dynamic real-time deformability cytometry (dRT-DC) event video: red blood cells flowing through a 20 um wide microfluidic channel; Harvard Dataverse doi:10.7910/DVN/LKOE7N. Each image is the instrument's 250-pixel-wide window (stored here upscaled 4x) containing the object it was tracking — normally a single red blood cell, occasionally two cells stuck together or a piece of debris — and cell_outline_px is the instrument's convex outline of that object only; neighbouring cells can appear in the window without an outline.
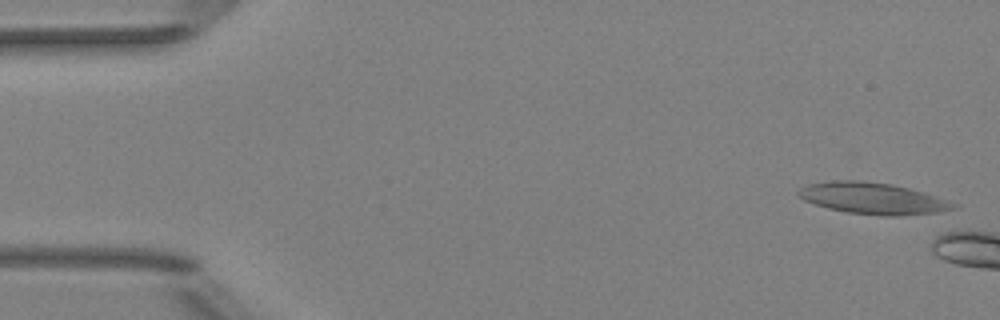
{"species": "Egyptian fruit bat (a non-hibernating species)", "species_latin": "Rousettus aegyptiacus", "temperature_condition": "room temperature", "stored_images_in_passage": 3, "camera_frame_rate_fps": 3000, "um_per_image_px": 0.085, "animal": {"sex": "female"}, "frame": {"image": 1, "passage_image": 1, "time_ms": 0.0, "image_size_px": [1000, 320], "cell_outline_px": [[960, 204], [956, 208], [940, 212], [900, 216], [884, 216], [848, 212], [828, 208], [804, 200], [796, 192], [800, 188], [808, 184], [832, 180], [860, 180], [892, 184], [924, 192]], "centroid_in_image_um": [74.23, 16.86], "position_along_channel_um": 10.8, "area_um2": 28.5}}